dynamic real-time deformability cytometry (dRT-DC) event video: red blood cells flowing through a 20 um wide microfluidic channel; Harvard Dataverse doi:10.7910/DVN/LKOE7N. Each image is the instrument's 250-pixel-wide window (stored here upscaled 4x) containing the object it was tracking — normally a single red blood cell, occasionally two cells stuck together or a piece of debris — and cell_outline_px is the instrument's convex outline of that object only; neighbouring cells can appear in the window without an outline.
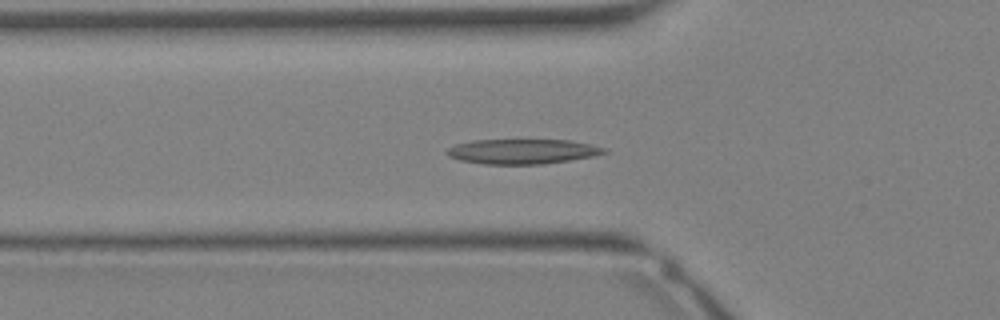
{"species": "Egyptian fruit bat (a non-hibernating species)", "species_latin": "Rousettus aegyptiacus", "temperature_condition": "warm", "stored_images_in_passage": 29, "camera_frame_rate_fps": 3000, "um_per_image_px": 0.085, "animal": {"sex": "female"}, "frame": {"image": 1, "passage_image": 7, "time_ms": 2.0, "image_size_px": [1000, 320], "cell_outline_px": [[608, 152], [592, 156], [568, 160], [540, 164], [484, 164], [460, 160], [448, 156], [444, 152], [448, 148], [456, 144], [472, 140], [568, 140], [608, 148]], "centroid_in_image_um": [44.37, 12.87], "position_along_channel_um": 81.4, "area_um2": 22.66}}
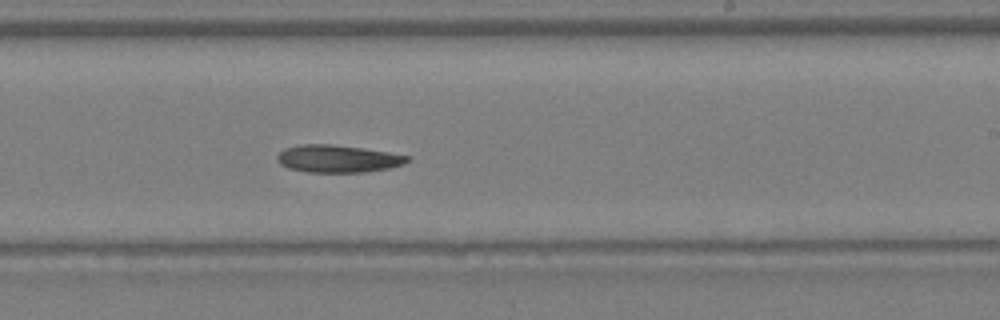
{"frame": {"image": 2, "passage_image": 16, "time_ms": 5.0, "image_size_px": [1000, 320], "cell_outline_px": [[412, 160], [404, 164], [388, 168], [364, 172], [308, 172], [288, 168], [280, 164], [276, 160], [276, 156], [284, 148], [300, 144], [332, 144], [364, 148], [412, 156]], "centroid_in_image_um": [28.73, 13.48], "position_along_channel_um": 260.3, "area_um2": 21.04}}
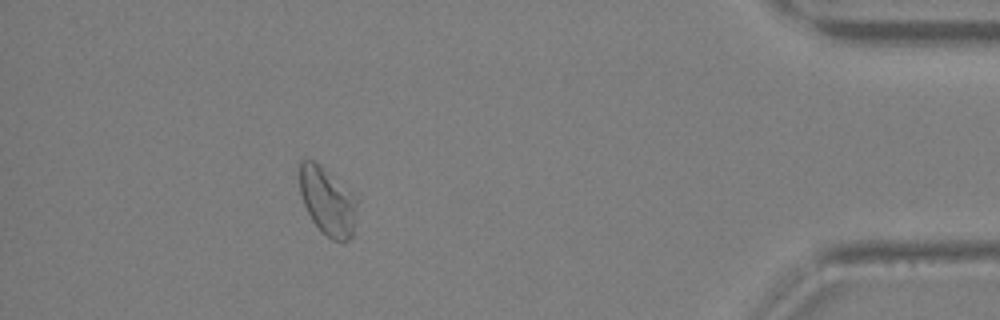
{"frame": {"image": 3, "passage_image": 26, "time_ms": 8.333, "image_size_px": [1000, 320], "cell_outline_px": [[356, 208], [352, 236], [344, 244], [332, 240], [312, 220], [304, 204], [300, 192], [300, 160], [312, 160], [320, 164], [352, 192], [356, 196]], "centroid_in_image_um": [27.85, 17.11], "position_along_channel_um": 407.4, "area_um2": 22.48}}